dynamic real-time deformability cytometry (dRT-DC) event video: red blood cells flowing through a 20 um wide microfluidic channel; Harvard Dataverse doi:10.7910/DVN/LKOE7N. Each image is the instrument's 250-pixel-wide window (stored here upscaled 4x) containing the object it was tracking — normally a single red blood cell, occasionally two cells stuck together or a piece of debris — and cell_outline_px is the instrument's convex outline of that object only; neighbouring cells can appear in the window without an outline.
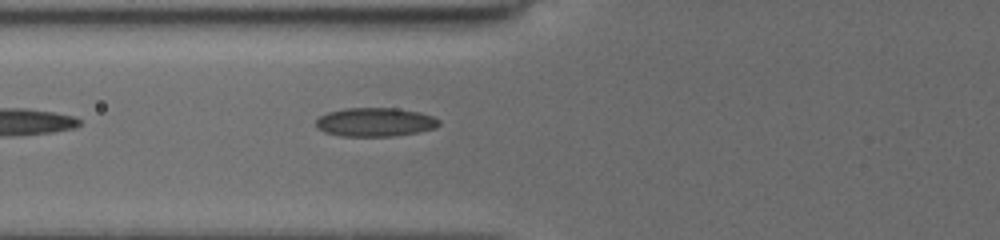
{"species": "common noctule bat (a hibernating species)", "species_latin": "Nyctalus noctula", "temperature_condition": "cold", "stored_images_in_passage": 10, "camera_frame_rate_fps": 3000, "um_per_image_px": 0.085, "animal": {"sex": "female", "body_mass_g": 19.5, "forearm_length_mm": 54.1}, "frame": {"image": 1, "passage_image": 10, "time_ms": 6.667, "image_size_px": [1000, 240], "cell_outline_px": [[440, 124], [436, 128], [420, 132], [396, 136], [340, 136], [324, 132], [316, 128], [316, 120], [320, 116], [328, 112], [344, 108], [396, 108], [420, 112], [432, 116], [440, 120]], "centroid_in_image_um": [31.9, 10.38], "position_along_channel_um": 93.9, "area_um2": 20.87}}